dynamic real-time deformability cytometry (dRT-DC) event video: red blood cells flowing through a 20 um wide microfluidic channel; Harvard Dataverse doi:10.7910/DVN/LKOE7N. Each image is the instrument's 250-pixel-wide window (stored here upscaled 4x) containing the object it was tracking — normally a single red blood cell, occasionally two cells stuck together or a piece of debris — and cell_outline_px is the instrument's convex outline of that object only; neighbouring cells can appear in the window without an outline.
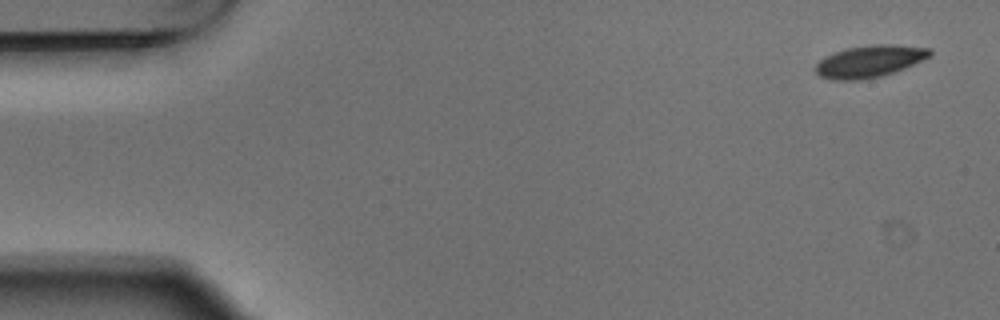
{"species": "Egyptian fruit bat (a non-hibernating species)", "species_latin": "Rousettus aegyptiacus", "temperature_condition": "warm", "stored_images_in_passage": 8, "camera_frame_rate_fps": 3000, "um_per_image_px": 0.085, "animal": {"sex": "male"}, "frame": {"image": 1, "passage_image": 1, "time_ms": 0.0, "image_size_px": [1000, 320], "cell_outline_px": [[932, 56], [904, 68], [884, 76], [860, 80], [832, 80], [820, 76], [812, 68], [824, 56], [848, 48], [872, 44], [892, 44], [932, 48]], "centroid_in_image_um": [73.92, 5.21], "position_along_channel_um": 11.1, "area_um2": 21.56}}
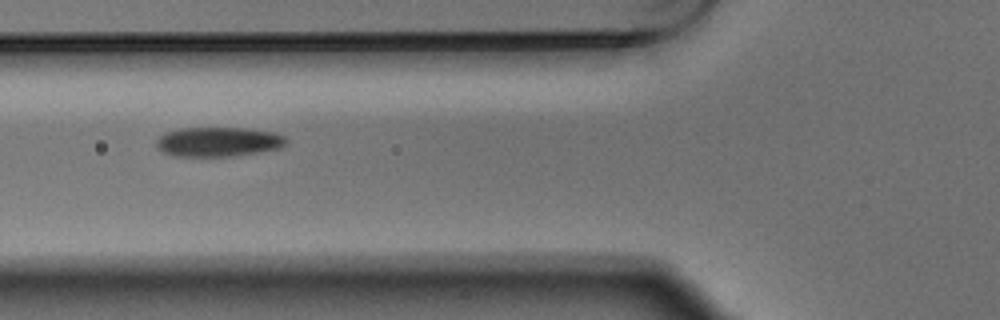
{"frame": {"image": 2, "passage_image": 6, "time_ms": 1.667, "image_size_px": [1000, 320], "cell_outline_px": [[288, 144], [280, 148], [232, 156], [172, 156], [164, 152], [156, 144], [156, 140], [160, 136], [168, 132], [180, 128], [252, 128], [276, 132], [284, 136], [288, 140]], "centroid_in_image_um": [18.62, 12.04], "position_along_channel_um": 107.2, "area_um2": 22.37}}
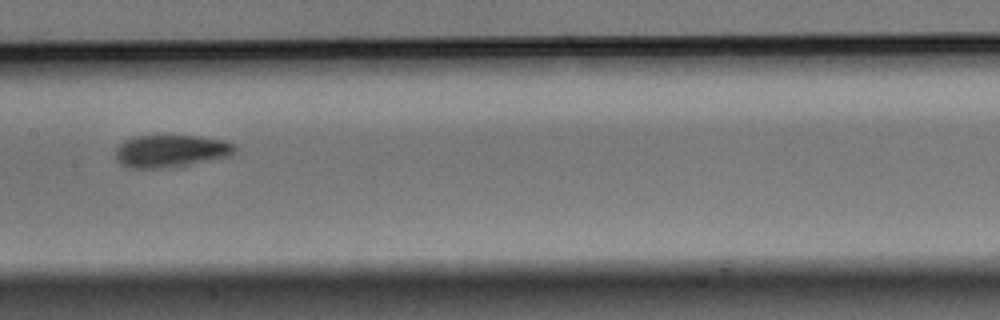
{"frame": {"image": 3, "passage_image": 8, "time_ms": 2.333, "image_size_px": [1000, 320], "cell_outline_px": [[236, 152], [232, 156], [180, 168], [132, 168], [124, 164], [116, 156], [116, 148], [124, 140], [132, 136], [164, 132], [200, 136], [224, 140], [236, 144]], "centroid_in_image_um": [14.61, 12.79], "position_along_channel_um": 192.8, "area_um2": 24.04}}